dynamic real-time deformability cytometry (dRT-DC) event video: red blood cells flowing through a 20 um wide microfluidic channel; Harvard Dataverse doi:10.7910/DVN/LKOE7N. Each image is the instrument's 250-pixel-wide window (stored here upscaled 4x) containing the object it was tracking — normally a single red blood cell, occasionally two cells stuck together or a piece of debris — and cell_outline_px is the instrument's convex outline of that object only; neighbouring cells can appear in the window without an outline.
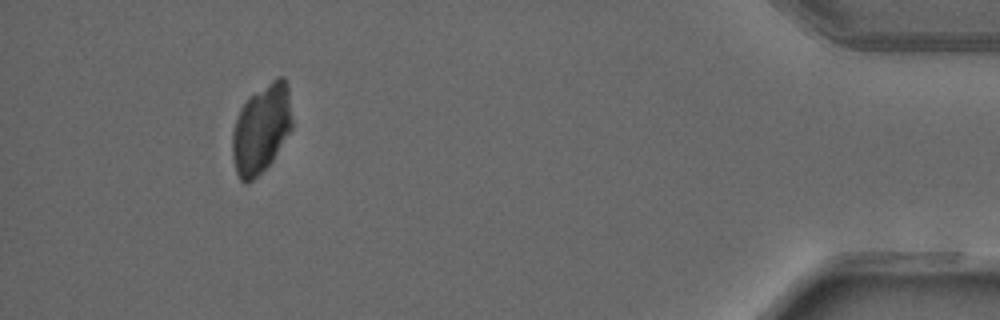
{"species": "common noctule bat (a hibernating species)", "species_latin": "Nyctalus noctula", "temperature_condition": "warm", "stored_images_in_passage": 50, "camera_frame_rate_fps": 3000, "um_per_image_px": 0.085, "animal": {"sex": "male", "forearm_length_mm": 52.5}, "frame": {"image": 1, "passage_image": 46, "time_ms": 15.0, "image_size_px": [1000, 320], "cell_outline_px": [[292, 128], [272, 160], [248, 184], [244, 184], [240, 180], [236, 172], [232, 156], [232, 132], [240, 108], [248, 96], [276, 76], [284, 76], [288, 84], [292, 120]], "centroid_in_image_um": [22.2, 10.9], "position_along_channel_um": 413.0, "area_um2": 31.15}}